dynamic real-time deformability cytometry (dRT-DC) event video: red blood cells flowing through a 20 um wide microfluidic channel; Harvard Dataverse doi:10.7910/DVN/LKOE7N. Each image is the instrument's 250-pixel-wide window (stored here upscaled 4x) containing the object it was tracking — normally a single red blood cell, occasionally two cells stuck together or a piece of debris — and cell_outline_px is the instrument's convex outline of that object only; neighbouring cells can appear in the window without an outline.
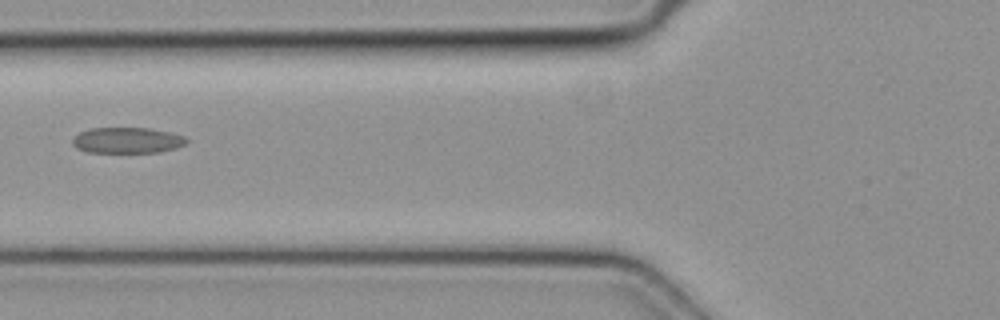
{"species": "common noctule bat (a hibernating species)", "species_latin": "Nyctalus noctula", "temperature_condition": "cold", "stored_images_in_passage": 4, "camera_frame_rate_fps": 3000, "um_per_image_px": 0.085, "animal": {"sex": "female", "body_mass_g": 19.3, "forearm_length_mm": 54.1}, "frame": {"image": 1, "passage_image": 2, "time_ms": 0.333, "image_size_px": [1000, 320], "cell_outline_px": [[188, 140], [184, 144], [176, 148], [160, 152], [88, 152], [76, 148], [72, 144], [72, 140], [80, 132], [92, 128], [148, 128], [168, 132], [184, 136]], "centroid_in_image_um": [10.8, 11.93], "position_along_channel_um": 115.0, "area_um2": 16.99}}
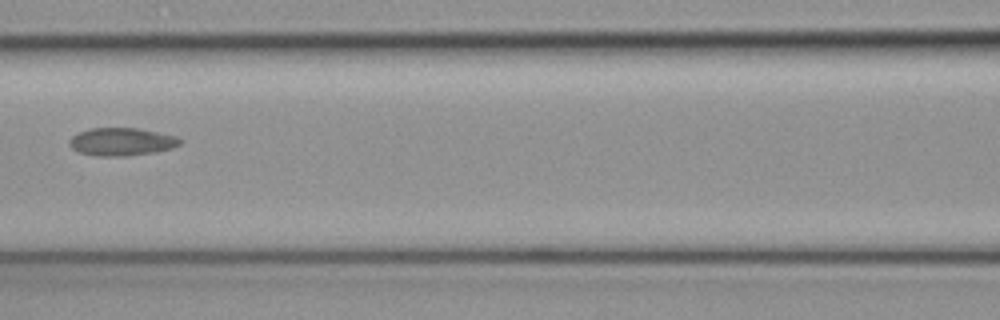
{"frame": {"image": 2, "passage_image": 3, "time_ms": 0.667, "image_size_px": [1000, 320], "cell_outline_px": [[184, 140], [180, 144], [172, 148], [156, 152], [128, 156], [96, 156], [80, 152], [72, 148], [68, 144], [68, 140], [72, 136], [88, 128], [140, 128], [176, 136]], "centroid_in_image_um": [10.35, 12.05], "position_along_channel_um": 156.2, "area_um2": 18.15}}
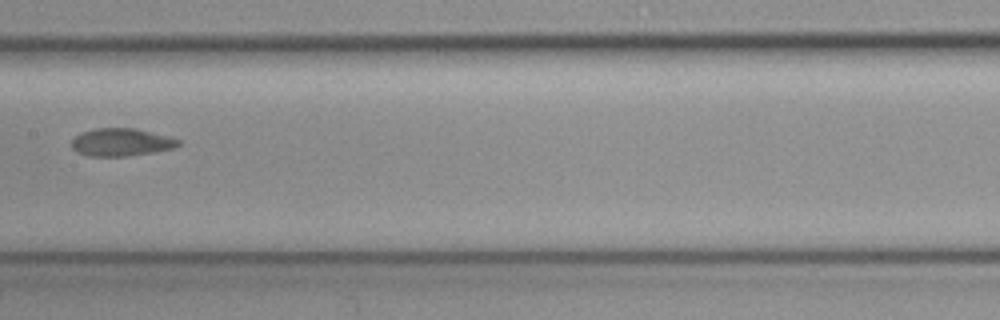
{"frame": {"image": 3, "passage_image": 4, "time_ms": 1.0, "image_size_px": [1000, 320], "cell_outline_px": [[180, 144], [176, 148], [128, 156], [88, 156], [76, 152], [72, 148], [72, 140], [80, 132], [96, 128], [136, 128], [172, 136], [180, 140]], "centroid_in_image_um": [10.34, 12.08], "position_along_channel_um": 197.1, "area_um2": 17.51}}